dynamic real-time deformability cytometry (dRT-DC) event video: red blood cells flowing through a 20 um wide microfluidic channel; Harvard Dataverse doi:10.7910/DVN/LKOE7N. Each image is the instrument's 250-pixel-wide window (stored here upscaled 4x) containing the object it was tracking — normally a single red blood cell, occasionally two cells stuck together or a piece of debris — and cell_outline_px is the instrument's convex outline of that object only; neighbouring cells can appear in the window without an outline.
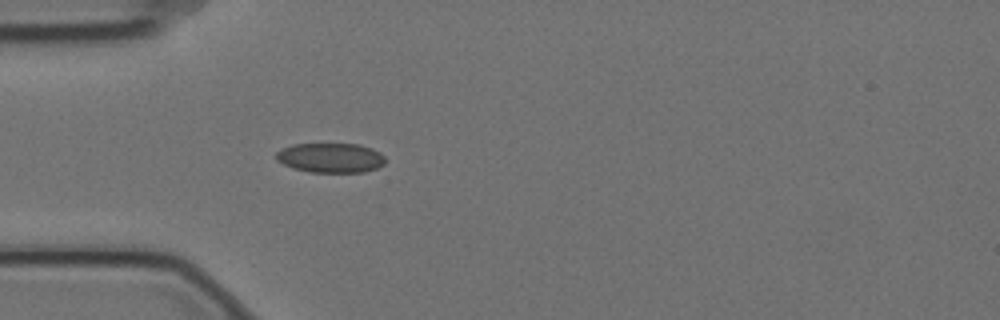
{"species": "Egyptian fruit bat (a non-hibernating species)", "species_latin": "Rousettus aegyptiacus", "temperature_condition": "cold", "stored_images_in_passage": 4, "camera_frame_rate_fps": 3000, "um_per_image_px": 0.085, "animal": {"sex": "female"}, "frame": {"image": 1, "passage_image": 4, "time_ms": 1.0, "image_size_px": [1000, 320], "cell_outline_px": [[384, 164], [376, 168], [364, 172], [308, 172], [292, 168], [276, 160], [276, 152], [292, 144], [360, 144], [372, 148], [380, 152], [384, 156]], "centroid_in_image_um": [28.1, 13.41], "position_along_channel_um": 56.9, "area_um2": 18.9}}